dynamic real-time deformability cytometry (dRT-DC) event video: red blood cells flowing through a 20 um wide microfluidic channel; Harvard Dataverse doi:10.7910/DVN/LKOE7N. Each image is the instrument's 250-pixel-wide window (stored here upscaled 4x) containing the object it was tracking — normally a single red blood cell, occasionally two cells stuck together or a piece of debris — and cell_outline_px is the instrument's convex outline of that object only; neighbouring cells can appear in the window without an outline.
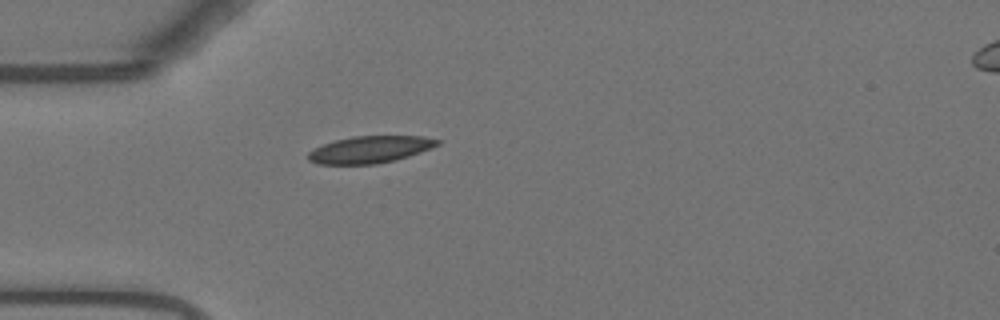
{"species": "Egyptian fruit bat (a non-hibernating species)", "species_latin": "Rousettus aegyptiacus", "temperature_condition": "warm", "stored_images_in_passage": 36, "camera_frame_rate_fps": 3000, "um_per_image_px": 0.085, "animal": {"sex": "female"}, "frame": {"image": 1, "passage_image": 1, "time_ms": 0.0, "image_size_px": [1000, 320], "cell_outline_px": [[440, 144], [420, 152], [396, 160], [376, 164], [320, 164], [308, 160], [308, 152], [324, 144], [336, 140], [352, 136], [424, 136], [440, 140]], "centroid_in_image_um": [31.47, 12.71], "position_along_channel_um": 53.5, "area_um2": 20.17}}
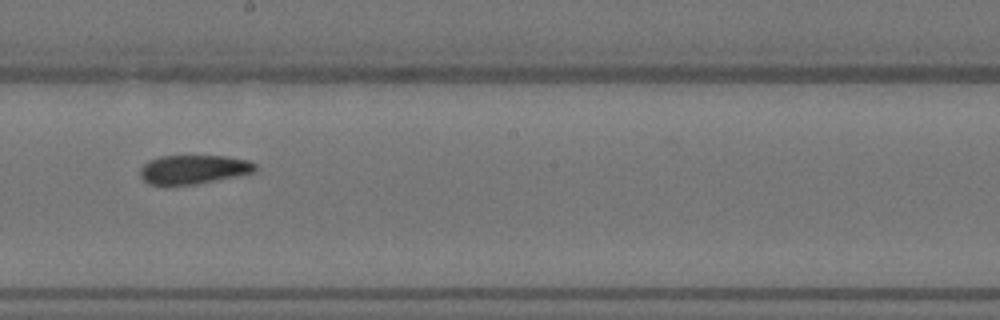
{"frame": {"image": 2, "passage_image": 16, "time_ms": 5.0, "image_size_px": [1000, 320], "cell_outline_px": [[256, 172], [196, 184], [148, 184], [140, 176], [140, 168], [148, 160], [160, 156], [224, 156], [248, 160], [256, 164]], "centroid_in_image_um": [16.45, 14.39], "position_along_channel_um": 231.7, "area_um2": 19.31}}
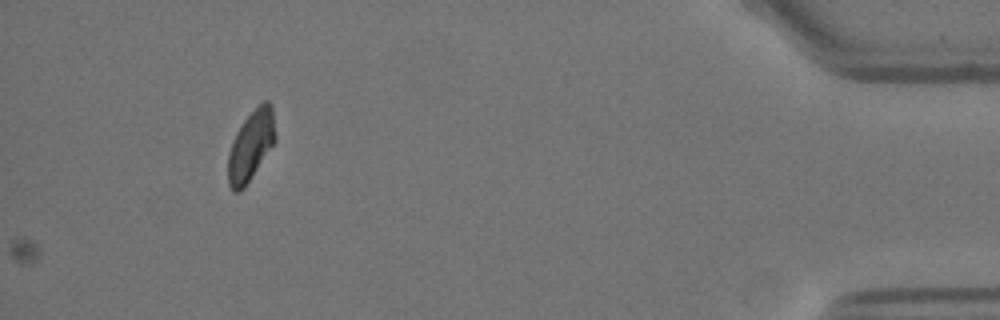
{"frame": {"image": 3, "passage_image": 36, "time_ms": 11.667, "image_size_px": [1000, 320], "cell_outline_px": [[276, 140], [244, 188], [240, 192], [232, 192], [228, 184], [228, 152], [232, 140], [236, 132], [244, 120], [264, 100], [268, 100], [272, 104], [276, 136]], "centroid_in_image_um": [21.32, 12.39], "position_along_channel_um": 413.9, "area_um2": 19.31}, "authors_computed_cell_mechanics": {"area_um2": 19.652, "velocity_mm_per_s": 3.7023, "shape_relaxation_time_tau1_ms": null, "shape_relaxation_time_tau2_ms": 3.856, "deformation_change_tau1": null, "deformation_change_tau2": 0.0715}}